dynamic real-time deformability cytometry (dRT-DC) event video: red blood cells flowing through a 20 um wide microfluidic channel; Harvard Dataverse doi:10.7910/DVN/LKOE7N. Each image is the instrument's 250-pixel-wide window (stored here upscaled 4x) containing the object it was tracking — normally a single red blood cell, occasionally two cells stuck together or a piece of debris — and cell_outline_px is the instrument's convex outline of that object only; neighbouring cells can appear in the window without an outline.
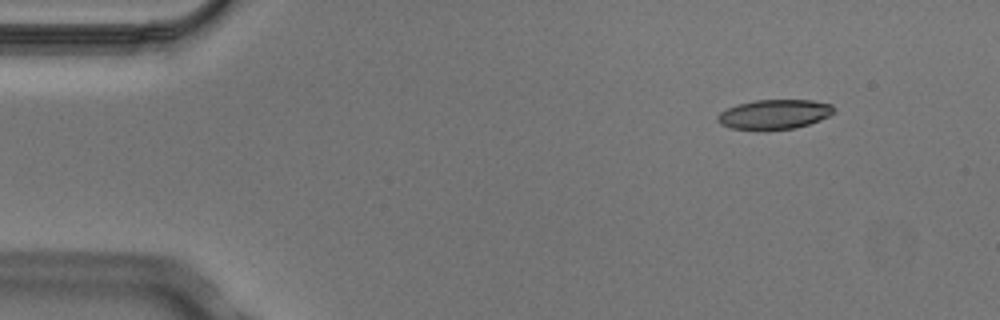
{"species": "Egyptian fruit bat (a non-hibernating species)", "species_latin": "Rousettus aegyptiacus", "temperature_condition": "cold", "stored_images_in_passage": 7, "camera_frame_rate_fps": 3000, "um_per_image_px": 0.085, "animal": {"sex": "male"}, "frame": {"image": 1, "passage_image": 1, "time_ms": 0.0, "image_size_px": [1000, 320], "cell_outline_px": [[836, 112], [820, 120], [796, 128], [764, 132], [756, 132], [732, 128], [720, 124], [716, 120], [716, 116], [720, 112], [736, 104], [756, 100], [812, 100], [832, 104]], "centroid_in_image_um": [65.79, 9.75], "position_along_channel_um": 19.2, "area_um2": 20.75}}
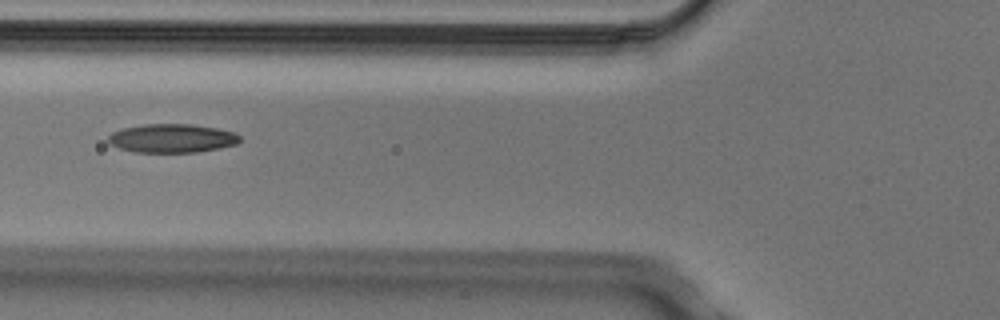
{"frame": {"image": 2, "passage_image": 5, "time_ms": 1.333, "image_size_px": [1000, 320], "cell_outline_px": [[240, 140], [236, 144], [220, 148], [196, 152], [132, 152], [108, 144], [108, 136], [112, 132], [120, 128], [144, 124], [192, 124], [216, 128], [236, 132], [240, 136]], "centroid_in_image_um": [14.59, 11.75], "position_along_channel_um": 111.2, "area_um2": 22.2}}
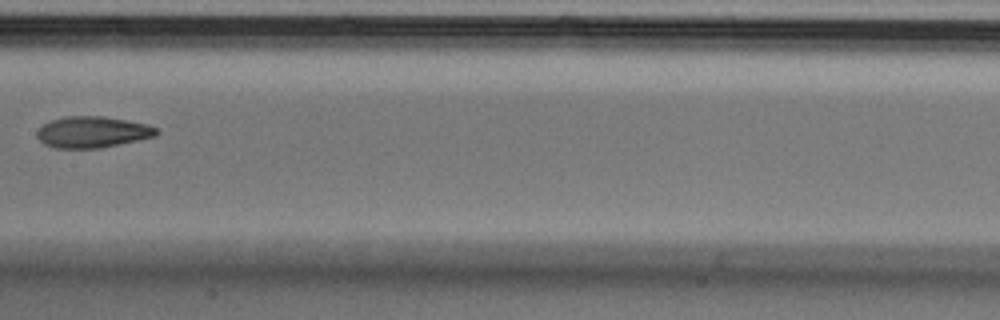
{"frame": {"image": 3, "passage_image": 7, "time_ms": 2.0, "image_size_px": [1000, 320], "cell_outline_px": [[160, 132], [156, 136], [100, 148], [56, 148], [44, 144], [36, 136], [36, 132], [44, 124], [52, 120], [64, 116], [104, 116], [148, 124], [160, 128]], "centroid_in_image_um": [7.89, 11.22], "position_along_channel_um": 199.5, "area_um2": 21.85}}